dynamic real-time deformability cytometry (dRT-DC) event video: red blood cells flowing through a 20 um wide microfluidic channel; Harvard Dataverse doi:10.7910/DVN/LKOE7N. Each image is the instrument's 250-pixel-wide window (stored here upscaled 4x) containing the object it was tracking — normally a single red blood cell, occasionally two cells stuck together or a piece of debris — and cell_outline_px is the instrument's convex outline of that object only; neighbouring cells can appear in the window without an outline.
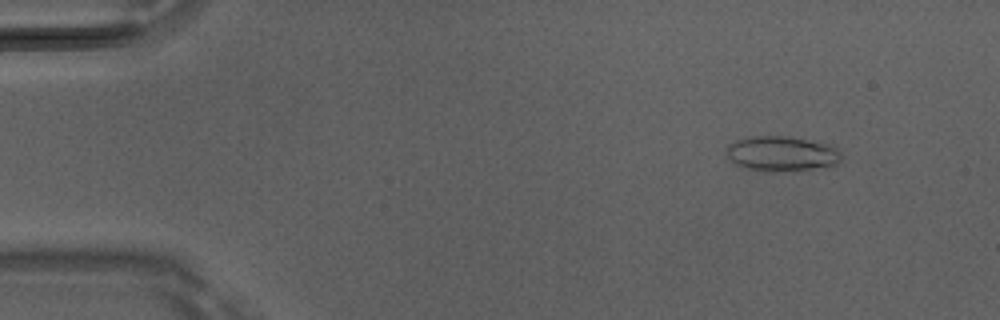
{"species": "Egyptian fruit bat (a non-hibernating species)", "species_latin": "Rousettus aegyptiacus", "temperature_condition": "room temperature", "stored_images_in_passage": 46, "camera_frame_rate_fps": 3000, "um_per_image_px": 0.085, "animal": {"sex": "male"}, "frame": {"image": 1, "passage_image": 2, "time_ms": 0.333, "image_size_px": [1000, 320], "cell_outline_px": [[844, 156], [832, 168], [748, 168], [736, 164], [724, 152], [728, 144], [736, 140], [752, 136], [788, 136], [824, 144], [836, 148]], "centroid_in_image_um": [66.46, 13.01], "position_along_channel_um": 18.5, "area_um2": 22.43}}
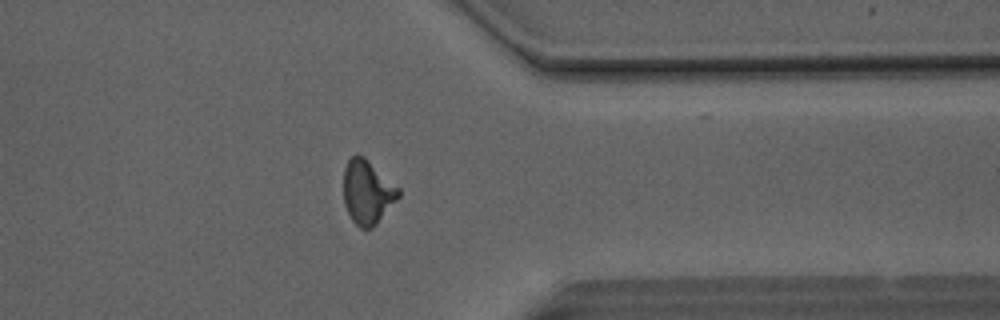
{"frame": {"image": 2, "passage_image": 36, "time_ms": 11.667, "image_size_px": [1000, 320], "cell_outline_px": [[400, 196], [376, 224], [372, 228], [360, 228], [352, 220], [344, 204], [344, 168], [348, 160], [356, 152], [364, 156], [400, 188]], "centroid_in_image_um": [31.23, 16.3], "position_along_channel_um": 380.2, "area_um2": 20.52}}
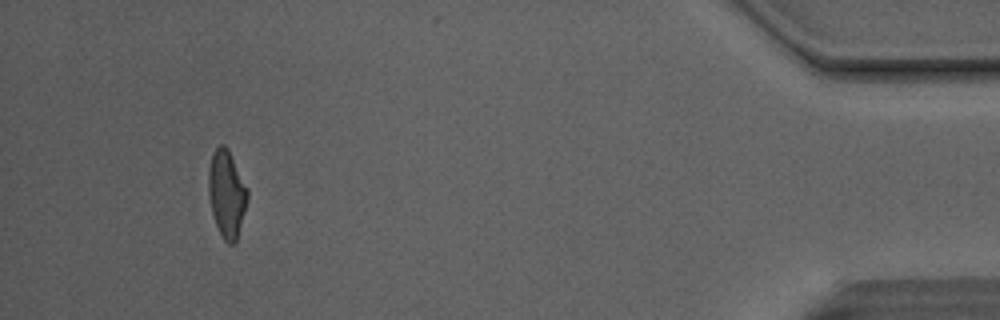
{"frame": {"image": 3, "passage_image": 43, "time_ms": 14.0, "image_size_px": [1000, 320], "cell_outline_px": [[248, 200], [236, 240], [232, 244], [228, 244], [224, 240], [216, 224], [212, 212], [208, 196], [208, 168], [212, 152], [220, 144], [224, 144], [228, 148], [248, 188]], "centroid_in_image_um": [19.26, 16.42], "position_along_channel_um": 415.9, "area_um2": 19.88}, "authors_computed_cell_mechanics": {"area_um2": 19.9988, "velocity_mm_per_s": 4.1535, "shape_relaxation_time_tau1_ms": 5.7954, "shape_relaxation_time_tau2_ms": 1.566, "deformation_change_tau1": 0.1807, "deformation_change_tau2": 0.0863}}